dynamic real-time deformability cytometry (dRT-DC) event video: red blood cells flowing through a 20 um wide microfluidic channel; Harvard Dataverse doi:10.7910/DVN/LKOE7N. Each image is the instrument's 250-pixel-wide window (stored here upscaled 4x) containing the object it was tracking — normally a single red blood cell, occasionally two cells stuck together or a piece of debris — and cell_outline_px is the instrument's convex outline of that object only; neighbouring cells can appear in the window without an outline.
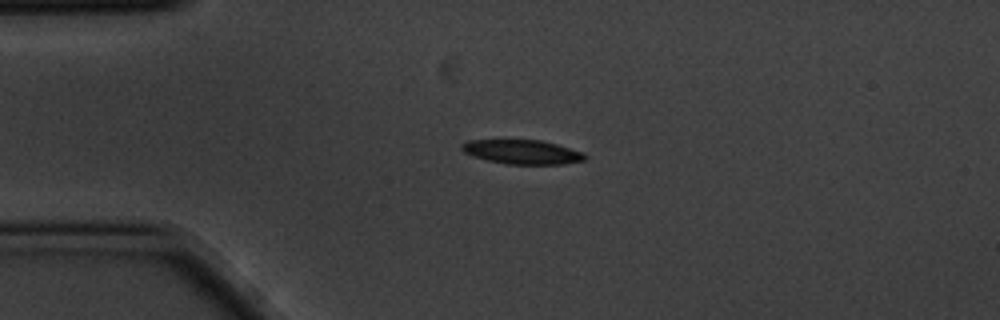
{"species": "common noctule bat (a hibernating species)", "species_latin": "Nyctalus noctula", "temperature_condition": "cold", "stored_images_in_passage": 4, "camera_frame_rate_fps": 3000, "um_per_image_px": 0.085, "animal": {"sex": "male", "body_mass_g": 20.1, "forearm_length_mm": 53.5}, "frame": {"image": 1, "passage_image": 3, "time_ms": 0.667, "image_size_px": [1000, 320], "cell_outline_px": [[588, 156], [584, 160], [564, 164], [508, 164], [488, 160], [464, 152], [460, 148], [460, 144], [468, 140], [540, 140], [556, 144], [584, 152]], "centroid_in_image_um": [44.41, 12.91], "position_along_channel_um": 40.6, "area_um2": 17.28}}